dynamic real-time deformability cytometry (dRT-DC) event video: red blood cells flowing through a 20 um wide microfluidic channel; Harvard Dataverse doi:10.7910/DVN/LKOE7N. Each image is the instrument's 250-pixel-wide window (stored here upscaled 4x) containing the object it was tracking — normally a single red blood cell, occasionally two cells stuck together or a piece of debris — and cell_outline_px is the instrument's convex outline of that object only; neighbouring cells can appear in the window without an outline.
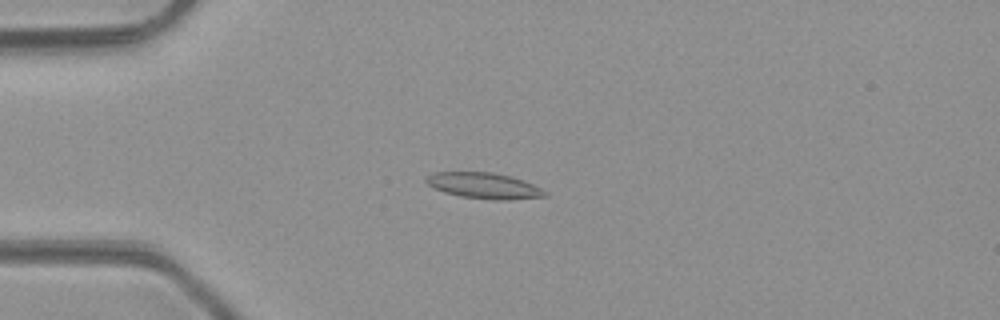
{"species": "common noctule bat (a hibernating species)", "species_latin": "Nyctalus noctula", "temperature_condition": "room temperature", "stored_images_in_passage": 37, "camera_frame_rate_fps": 3000, "um_per_image_px": 0.085, "animal": {"sex": "male", "body_mass_g": 23.1, "forearm_length_mm": 52.7}, "frame": {"image": 1, "passage_image": 1, "time_ms": 0.0, "image_size_px": [1000, 320], "cell_outline_px": [[548, 196], [508, 200], [492, 200], [460, 196], [444, 192], [432, 188], [424, 180], [432, 172], [492, 172], [512, 176], [532, 184], [548, 192]], "centroid_in_image_um": [41.13, 15.78], "position_along_channel_um": 43.9, "area_um2": 18.03}}
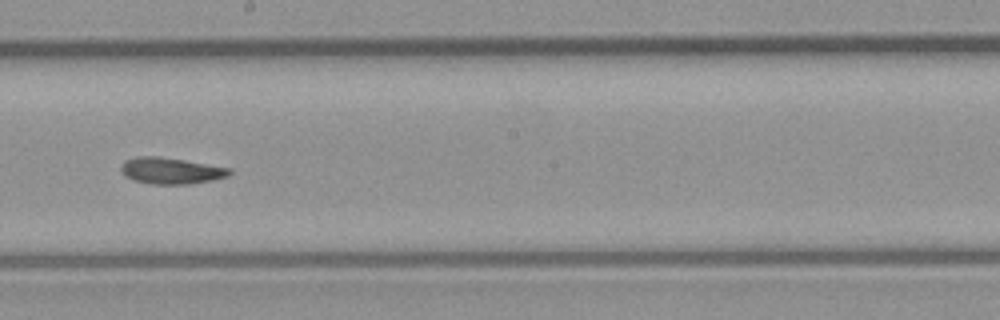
{"frame": {"image": 2, "passage_image": 16, "time_ms": 5.0, "image_size_px": [1000, 320], "cell_outline_px": [[232, 172], [228, 176], [212, 180], [188, 184], [152, 184], [136, 180], [124, 176], [120, 172], [120, 164], [124, 160], [136, 156], [160, 156], [232, 168]], "centroid_in_image_um": [14.5, 14.5], "position_along_channel_um": 233.7, "area_um2": 16.82}}
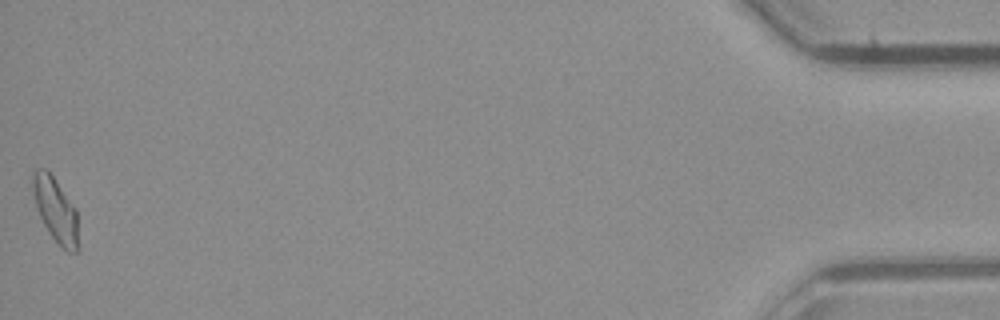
{"frame": {"image": 3, "passage_image": 37, "time_ms": 12.0, "image_size_px": [1000, 320], "cell_outline_px": [[80, 252], [68, 252], [48, 232], [40, 216], [36, 204], [32, 188], [32, 176], [36, 168], [44, 168], [52, 176], [76, 208], [80, 248]], "centroid_in_image_um": [4.76, 17.88], "position_along_channel_um": 430.4, "area_um2": 16.99}, "authors_computed_cell_mechanics": {"area_um2": 16.5886, "velocity_mm_per_s": 4.253, "shape_relaxation_time_tau1_ms": 6.6413, "shape_relaxation_time_tau2_ms": 9.2393, "deformation_change_tau1": 0.1895, "deformation_change_tau2": 0.1502}}